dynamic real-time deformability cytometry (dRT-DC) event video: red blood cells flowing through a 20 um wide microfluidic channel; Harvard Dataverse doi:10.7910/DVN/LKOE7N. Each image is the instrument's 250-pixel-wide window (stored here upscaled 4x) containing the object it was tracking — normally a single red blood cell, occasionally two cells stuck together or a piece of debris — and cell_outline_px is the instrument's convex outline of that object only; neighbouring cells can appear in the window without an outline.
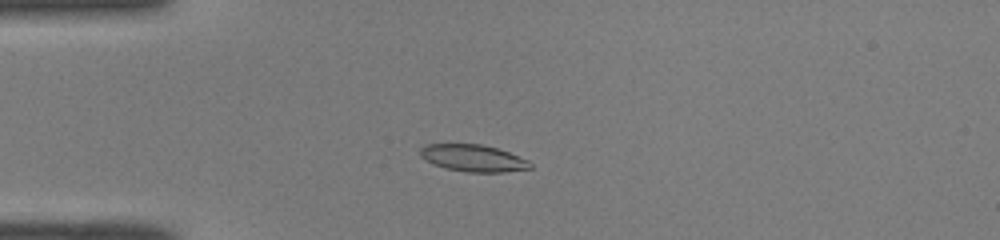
{"species": "common noctule bat (a hibernating species)", "species_latin": "Nyctalus noctula", "temperature_condition": "room temperature", "stored_images_in_passage": 49, "camera_frame_rate_fps": 3000, "um_per_image_px": 0.085, "animal": {"sex": "male", "body_mass_g": 19.0, "forearm_length_mm": 50.8}, "frame": {"image": 1, "passage_image": 12, "time_ms": 3.667, "image_size_px": [1000, 240], "cell_outline_px": [[532, 168], [504, 172], [464, 172], [444, 168], [432, 164], [420, 156], [420, 148], [428, 144], [480, 144], [496, 148], [508, 152], [528, 160], [532, 164]], "centroid_in_image_um": [40.2, 13.45], "position_along_channel_um": 44.8, "area_um2": 17.28}}
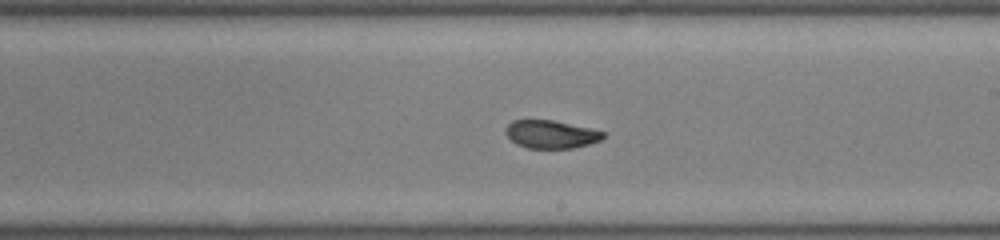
{"frame": {"image": 2, "passage_image": 28, "time_ms": 9.0, "image_size_px": [1000, 240], "cell_outline_px": [[604, 136], [600, 140], [588, 144], [572, 148], [528, 148], [516, 144], [504, 132], [504, 128], [512, 120], [552, 120], [588, 128], [604, 132]], "centroid_in_image_um": [46.78, 11.41], "position_along_channel_um": 242.2, "area_um2": 15.72}}
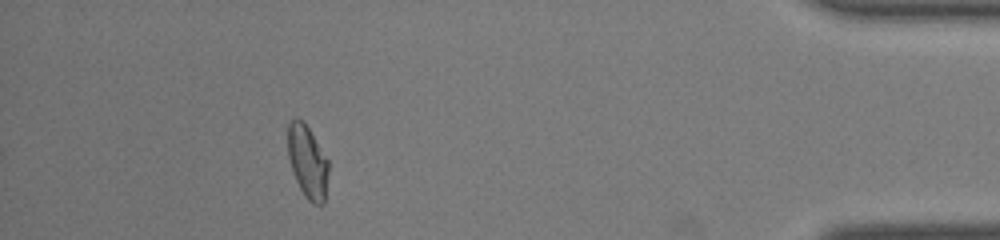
{"frame": {"image": 3, "passage_image": 44, "time_ms": 14.333, "image_size_px": [1000, 240], "cell_outline_px": [[328, 172], [324, 204], [312, 204], [304, 196], [296, 180], [288, 156], [288, 124], [296, 116], [304, 120], [328, 160]], "centroid_in_image_um": [26.14, 13.73], "position_along_channel_um": 409.1, "area_um2": 17.22}, "authors_computed_cell_mechanics": {"area_um2": 17.2822, "velocity_mm_per_s": 4.0942, "shape_relaxation_time_tau1_ms": null, "shape_relaxation_time_tau2_ms": 1.2893, "deformation_change_tau1": null, "deformation_change_tau2": 0.0618}}